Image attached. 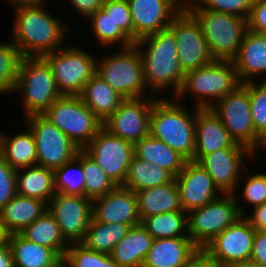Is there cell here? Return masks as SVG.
<instances>
[{
    "label": "cell",
    "instance_id": "19",
    "mask_svg": "<svg viewBox=\"0 0 266 267\" xmlns=\"http://www.w3.org/2000/svg\"><path fill=\"white\" fill-rule=\"evenodd\" d=\"M134 25V42L169 27L183 10V0H127Z\"/></svg>",
    "mask_w": 266,
    "mask_h": 267
},
{
    "label": "cell",
    "instance_id": "15",
    "mask_svg": "<svg viewBox=\"0 0 266 267\" xmlns=\"http://www.w3.org/2000/svg\"><path fill=\"white\" fill-rule=\"evenodd\" d=\"M169 27L175 32L178 61L184 73L215 61L199 23L185 8L171 21Z\"/></svg>",
    "mask_w": 266,
    "mask_h": 267
},
{
    "label": "cell",
    "instance_id": "18",
    "mask_svg": "<svg viewBox=\"0 0 266 267\" xmlns=\"http://www.w3.org/2000/svg\"><path fill=\"white\" fill-rule=\"evenodd\" d=\"M255 157L248 148H224L202 156L197 163L207 171L223 194H233L241 183L243 168H248L247 163L255 162Z\"/></svg>",
    "mask_w": 266,
    "mask_h": 267
},
{
    "label": "cell",
    "instance_id": "32",
    "mask_svg": "<svg viewBox=\"0 0 266 267\" xmlns=\"http://www.w3.org/2000/svg\"><path fill=\"white\" fill-rule=\"evenodd\" d=\"M134 155L168 170L174 177L179 174L187 162L178 152L151 134L134 144Z\"/></svg>",
    "mask_w": 266,
    "mask_h": 267
},
{
    "label": "cell",
    "instance_id": "54",
    "mask_svg": "<svg viewBox=\"0 0 266 267\" xmlns=\"http://www.w3.org/2000/svg\"><path fill=\"white\" fill-rule=\"evenodd\" d=\"M239 267H265V266L254 263V262H248V263H245L244 265H241Z\"/></svg>",
    "mask_w": 266,
    "mask_h": 267
},
{
    "label": "cell",
    "instance_id": "37",
    "mask_svg": "<svg viewBox=\"0 0 266 267\" xmlns=\"http://www.w3.org/2000/svg\"><path fill=\"white\" fill-rule=\"evenodd\" d=\"M86 20L90 22L91 33H94V39H97L98 43L100 42V46H110L109 48H111V46L120 45L119 48H127L134 45V42L114 23L110 15H107L102 8L96 10Z\"/></svg>",
    "mask_w": 266,
    "mask_h": 267
},
{
    "label": "cell",
    "instance_id": "11",
    "mask_svg": "<svg viewBox=\"0 0 266 267\" xmlns=\"http://www.w3.org/2000/svg\"><path fill=\"white\" fill-rule=\"evenodd\" d=\"M241 217L233 194H222L207 205L187 213L188 236L199 249H203Z\"/></svg>",
    "mask_w": 266,
    "mask_h": 267
},
{
    "label": "cell",
    "instance_id": "10",
    "mask_svg": "<svg viewBox=\"0 0 266 267\" xmlns=\"http://www.w3.org/2000/svg\"><path fill=\"white\" fill-rule=\"evenodd\" d=\"M211 110L220 118L235 143L258 156L264 141L256 134L252 121L249 82L219 100Z\"/></svg>",
    "mask_w": 266,
    "mask_h": 267
},
{
    "label": "cell",
    "instance_id": "38",
    "mask_svg": "<svg viewBox=\"0 0 266 267\" xmlns=\"http://www.w3.org/2000/svg\"><path fill=\"white\" fill-rule=\"evenodd\" d=\"M248 170L244 168V173H242L241 178L239 181H242V186L241 184L237 185V191L233 193V196L235 197V200L237 202V206L239 209V212L242 216L247 214L249 208L256 207L258 205H262L263 203L266 202V171H257L255 173L252 172V174L246 173ZM243 174H248L247 176H243ZM240 195H239V190L240 188ZM243 198V200H242ZM241 201L242 204H241ZM245 202V203H244ZM244 205L249 206L247 209Z\"/></svg>",
    "mask_w": 266,
    "mask_h": 267
},
{
    "label": "cell",
    "instance_id": "26",
    "mask_svg": "<svg viewBox=\"0 0 266 267\" xmlns=\"http://www.w3.org/2000/svg\"><path fill=\"white\" fill-rule=\"evenodd\" d=\"M14 267H60L62 259L51 249L25 239L20 233L7 236Z\"/></svg>",
    "mask_w": 266,
    "mask_h": 267
},
{
    "label": "cell",
    "instance_id": "36",
    "mask_svg": "<svg viewBox=\"0 0 266 267\" xmlns=\"http://www.w3.org/2000/svg\"><path fill=\"white\" fill-rule=\"evenodd\" d=\"M141 225L154 239L189 237L185 211L151 215L144 218Z\"/></svg>",
    "mask_w": 266,
    "mask_h": 267
},
{
    "label": "cell",
    "instance_id": "3",
    "mask_svg": "<svg viewBox=\"0 0 266 267\" xmlns=\"http://www.w3.org/2000/svg\"><path fill=\"white\" fill-rule=\"evenodd\" d=\"M193 108L191 113L175 97H158L150 114V134L187 161H193L195 153L196 107Z\"/></svg>",
    "mask_w": 266,
    "mask_h": 267
},
{
    "label": "cell",
    "instance_id": "29",
    "mask_svg": "<svg viewBox=\"0 0 266 267\" xmlns=\"http://www.w3.org/2000/svg\"><path fill=\"white\" fill-rule=\"evenodd\" d=\"M23 132L5 135L0 132V156L14 169L37 165V148L32 132L24 124Z\"/></svg>",
    "mask_w": 266,
    "mask_h": 267
},
{
    "label": "cell",
    "instance_id": "50",
    "mask_svg": "<svg viewBox=\"0 0 266 267\" xmlns=\"http://www.w3.org/2000/svg\"><path fill=\"white\" fill-rule=\"evenodd\" d=\"M244 217L255 230L266 231V202L248 210Z\"/></svg>",
    "mask_w": 266,
    "mask_h": 267
},
{
    "label": "cell",
    "instance_id": "6",
    "mask_svg": "<svg viewBox=\"0 0 266 267\" xmlns=\"http://www.w3.org/2000/svg\"><path fill=\"white\" fill-rule=\"evenodd\" d=\"M12 93L21 94L24 117L42 115L62 95L42 57H23Z\"/></svg>",
    "mask_w": 266,
    "mask_h": 267
},
{
    "label": "cell",
    "instance_id": "8",
    "mask_svg": "<svg viewBox=\"0 0 266 267\" xmlns=\"http://www.w3.org/2000/svg\"><path fill=\"white\" fill-rule=\"evenodd\" d=\"M97 56L78 45H65L42 58L50 66L58 91L65 96H78L84 85L96 74Z\"/></svg>",
    "mask_w": 266,
    "mask_h": 267
},
{
    "label": "cell",
    "instance_id": "23",
    "mask_svg": "<svg viewBox=\"0 0 266 267\" xmlns=\"http://www.w3.org/2000/svg\"><path fill=\"white\" fill-rule=\"evenodd\" d=\"M232 61L242 84L260 81L261 78V81H266V35L247 30Z\"/></svg>",
    "mask_w": 266,
    "mask_h": 267
},
{
    "label": "cell",
    "instance_id": "30",
    "mask_svg": "<svg viewBox=\"0 0 266 267\" xmlns=\"http://www.w3.org/2000/svg\"><path fill=\"white\" fill-rule=\"evenodd\" d=\"M16 193L48 204L56 194L54 171L39 165L16 170Z\"/></svg>",
    "mask_w": 266,
    "mask_h": 267
},
{
    "label": "cell",
    "instance_id": "49",
    "mask_svg": "<svg viewBox=\"0 0 266 267\" xmlns=\"http://www.w3.org/2000/svg\"><path fill=\"white\" fill-rule=\"evenodd\" d=\"M105 0H69V4L73 6L76 13L81 16V18H88L96 10L101 8Z\"/></svg>",
    "mask_w": 266,
    "mask_h": 267
},
{
    "label": "cell",
    "instance_id": "55",
    "mask_svg": "<svg viewBox=\"0 0 266 267\" xmlns=\"http://www.w3.org/2000/svg\"><path fill=\"white\" fill-rule=\"evenodd\" d=\"M60 267H70L64 260H62Z\"/></svg>",
    "mask_w": 266,
    "mask_h": 267
},
{
    "label": "cell",
    "instance_id": "21",
    "mask_svg": "<svg viewBox=\"0 0 266 267\" xmlns=\"http://www.w3.org/2000/svg\"><path fill=\"white\" fill-rule=\"evenodd\" d=\"M92 219L96 222L141 224L137 197L134 191L116 186L111 192L92 200Z\"/></svg>",
    "mask_w": 266,
    "mask_h": 267
},
{
    "label": "cell",
    "instance_id": "28",
    "mask_svg": "<svg viewBox=\"0 0 266 267\" xmlns=\"http://www.w3.org/2000/svg\"><path fill=\"white\" fill-rule=\"evenodd\" d=\"M135 194L141 221L155 214L184 211L175 180L168 184L143 189Z\"/></svg>",
    "mask_w": 266,
    "mask_h": 267
},
{
    "label": "cell",
    "instance_id": "22",
    "mask_svg": "<svg viewBox=\"0 0 266 267\" xmlns=\"http://www.w3.org/2000/svg\"><path fill=\"white\" fill-rule=\"evenodd\" d=\"M195 135L193 162H197L204 155L224 148H246L235 143L220 118L210 108L196 107Z\"/></svg>",
    "mask_w": 266,
    "mask_h": 267
},
{
    "label": "cell",
    "instance_id": "34",
    "mask_svg": "<svg viewBox=\"0 0 266 267\" xmlns=\"http://www.w3.org/2000/svg\"><path fill=\"white\" fill-rule=\"evenodd\" d=\"M174 178L168 170L155 166L134 155L123 187L138 192L146 188L168 184Z\"/></svg>",
    "mask_w": 266,
    "mask_h": 267
},
{
    "label": "cell",
    "instance_id": "16",
    "mask_svg": "<svg viewBox=\"0 0 266 267\" xmlns=\"http://www.w3.org/2000/svg\"><path fill=\"white\" fill-rule=\"evenodd\" d=\"M157 96L124 99L118 109L104 122L110 134L132 144L150 134V114Z\"/></svg>",
    "mask_w": 266,
    "mask_h": 267
},
{
    "label": "cell",
    "instance_id": "12",
    "mask_svg": "<svg viewBox=\"0 0 266 267\" xmlns=\"http://www.w3.org/2000/svg\"><path fill=\"white\" fill-rule=\"evenodd\" d=\"M23 119L36 142L37 165L54 170L76 157L80 149L42 115H29Z\"/></svg>",
    "mask_w": 266,
    "mask_h": 267
},
{
    "label": "cell",
    "instance_id": "1",
    "mask_svg": "<svg viewBox=\"0 0 266 267\" xmlns=\"http://www.w3.org/2000/svg\"><path fill=\"white\" fill-rule=\"evenodd\" d=\"M46 1L27 0L10 4L15 17L9 37L23 57H43L68 44L65 41L70 37V27L46 11Z\"/></svg>",
    "mask_w": 266,
    "mask_h": 267
},
{
    "label": "cell",
    "instance_id": "25",
    "mask_svg": "<svg viewBox=\"0 0 266 267\" xmlns=\"http://www.w3.org/2000/svg\"><path fill=\"white\" fill-rule=\"evenodd\" d=\"M47 210L46 202L16 194L0 209V222L8 235L19 233Z\"/></svg>",
    "mask_w": 266,
    "mask_h": 267
},
{
    "label": "cell",
    "instance_id": "43",
    "mask_svg": "<svg viewBox=\"0 0 266 267\" xmlns=\"http://www.w3.org/2000/svg\"><path fill=\"white\" fill-rule=\"evenodd\" d=\"M253 0H186L185 9H207L248 18Z\"/></svg>",
    "mask_w": 266,
    "mask_h": 267
},
{
    "label": "cell",
    "instance_id": "35",
    "mask_svg": "<svg viewBox=\"0 0 266 267\" xmlns=\"http://www.w3.org/2000/svg\"><path fill=\"white\" fill-rule=\"evenodd\" d=\"M129 224L102 223L91 219L89 228L80 242L85 248L110 255L116 244L126 236Z\"/></svg>",
    "mask_w": 266,
    "mask_h": 267
},
{
    "label": "cell",
    "instance_id": "33",
    "mask_svg": "<svg viewBox=\"0 0 266 267\" xmlns=\"http://www.w3.org/2000/svg\"><path fill=\"white\" fill-rule=\"evenodd\" d=\"M19 233L33 243L51 248L62 260L69 247L48 210Z\"/></svg>",
    "mask_w": 266,
    "mask_h": 267
},
{
    "label": "cell",
    "instance_id": "24",
    "mask_svg": "<svg viewBox=\"0 0 266 267\" xmlns=\"http://www.w3.org/2000/svg\"><path fill=\"white\" fill-rule=\"evenodd\" d=\"M198 250L190 237L154 239L142 267H184Z\"/></svg>",
    "mask_w": 266,
    "mask_h": 267
},
{
    "label": "cell",
    "instance_id": "7",
    "mask_svg": "<svg viewBox=\"0 0 266 267\" xmlns=\"http://www.w3.org/2000/svg\"><path fill=\"white\" fill-rule=\"evenodd\" d=\"M199 23L215 60H233L247 31V19L207 9H186Z\"/></svg>",
    "mask_w": 266,
    "mask_h": 267
},
{
    "label": "cell",
    "instance_id": "2",
    "mask_svg": "<svg viewBox=\"0 0 266 267\" xmlns=\"http://www.w3.org/2000/svg\"><path fill=\"white\" fill-rule=\"evenodd\" d=\"M134 45L142 58L144 79L149 92L158 97V94L167 92L168 89L173 91L172 97H175L185 78L178 61L175 32L166 27L138 39Z\"/></svg>",
    "mask_w": 266,
    "mask_h": 267
},
{
    "label": "cell",
    "instance_id": "57",
    "mask_svg": "<svg viewBox=\"0 0 266 267\" xmlns=\"http://www.w3.org/2000/svg\"><path fill=\"white\" fill-rule=\"evenodd\" d=\"M263 150H264V151L266 150V140H265L264 143H263V146H262V152H263Z\"/></svg>",
    "mask_w": 266,
    "mask_h": 267
},
{
    "label": "cell",
    "instance_id": "20",
    "mask_svg": "<svg viewBox=\"0 0 266 267\" xmlns=\"http://www.w3.org/2000/svg\"><path fill=\"white\" fill-rule=\"evenodd\" d=\"M174 180L182 209L186 213L207 205L223 194L197 162L187 161Z\"/></svg>",
    "mask_w": 266,
    "mask_h": 267
},
{
    "label": "cell",
    "instance_id": "31",
    "mask_svg": "<svg viewBox=\"0 0 266 267\" xmlns=\"http://www.w3.org/2000/svg\"><path fill=\"white\" fill-rule=\"evenodd\" d=\"M78 96L102 123L118 109L124 100L97 74L84 85Z\"/></svg>",
    "mask_w": 266,
    "mask_h": 267
},
{
    "label": "cell",
    "instance_id": "5",
    "mask_svg": "<svg viewBox=\"0 0 266 267\" xmlns=\"http://www.w3.org/2000/svg\"><path fill=\"white\" fill-rule=\"evenodd\" d=\"M96 58V74L121 97L134 99L153 96L147 89L142 58L135 45Z\"/></svg>",
    "mask_w": 266,
    "mask_h": 267
},
{
    "label": "cell",
    "instance_id": "4",
    "mask_svg": "<svg viewBox=\"0 0 266 267\" xmlns=\"http://www.w3.org/2000/svg\"><path fill=\"white\" fill-rule=\"evenodd\" d=\"M240 85L242 83L233 61L215 60L206 66L186 72L183 85L175 98L184 103L187 94H192L196 102L193 106L211 109Z\"/></svg>",
    "mask_w": 266,
    "mask_h": 267
},
{
    "label": "cell",
    "instance_id": "39",
    "mask_svg": "<svg viewBox=\"0 0 266 267\" xmlns=\"http://www.w3.org/2000/svg\"><path fill=\"white\" fill-rule=\"evenodd\" d=\"M53 171L56 193L84 196L85 178L82 170V149L78 151L73 160Z\"/></svg>",
    "mask_w": 266,
    "mask_h": 267
},
{
    "label": "cell",
    "instance_id": "41",
    "mask_svg": "<svg viewBox=\"0 0 266 267\" xmlns=\"http://www.w3.org/2000/svg\"><path fill=\"white\" fill-rule=\"evenodd\" d=\"M82 170L85 178V197L93 200L108 194L117 186L105 175L101 167L83 149Z\"/></svg>",
    "mask_w": 266,
    "mask_h": 267
},
{
    "label": "cell",
    "instance_id": "17",
    "mask_svg": "<svg viewBox=\"0 0 266 267\" xmlns=\"http://www.w3.org/2000/svg\"><path fill=\"white\" fill-rule=\"evenodd\" d=\"M48 212L68 244L80 243L92 219V199L56 193L48 202Z\"/></svg>",
    "mask_w": 266,
    "mask_h": 267
},
{
    "label": "cell",
    "instance_id": "13",
    "mask_svg": "<svg viewBox=\"0 0 266 267\" xmlns=\"http://www.w3.org/2000/svg\"><path fill=\"white\" fill-rule=\"evenodd\" d=\"M83 150L108 178L117 186H123L134 156V144L110 134L102 127Z\"/></svg>",
    "mask_w": 266,
    "mask_h": 267
},
{
    "label": "cell",
    "instance_id": "52",
    "mask_svg": "<svg viewBox=\"0 0 266 267\" xmlns=\"http://www.w3.org/2000/svg\"><path fill=\"white\" fill-rule=\"evenodd\" d=\"M0 267H14V261L8 242L0 244Z\"/></svg>",
    "mask_w": 266,
    "mask_h": 267
},
{
    "label": "cell",
    "instance_id": "47",
    "mask_svg": "<svg viewBox=\"0 0 266 267\" xmlns=\"http://www.w3.org/2000/svg\"><path fill=\"white\" fill-rule=\"evenodd\" d=\"M247 30L266 35V0H253L247 18Z\"/></svg>",
    "mask_w": 266,
    "mask_h": 267
},
{
    "label": "cell",
    "instance_id": "45",
    "mask_svg": "<svg viewBox=\"0 0 266 267\" xmlns=\"http://www.w3.org/2000/svg\"><path fill=\"white\" fill-rule=\"evenodd\" d=\"M101 8L107 15H110L114 23L134 42V25L128 1L105 0Z\"/></svg>",
    "mask_w": 266,
    "mask_h": 267
},
{
    "label": "cell",
    "instance_id": "53",
    "mask_svg": "<svg viewBox=\"0 0 266 267\" xmlns=\"http://www.w3.org/2000/svg\"><path fill=\"white\" fill-rule=\"evenodd\" d=\"M8 234L4 230L1 222H0V244L5 243L7 241Z\"/></svg>",
    "mask_w": 266,
    "mask_h": 267
},
{
    "label": "cell",
    "instance_id": "40",
    "mask_svg": "<svg viewBox=\"0 0 266 267\" xmlns=\"http://www.w3.org/2000/svg\"><path fill=\"white\" fill-rule=\"evenodd\" d=\"M0 42V95L12 94L17 80L20 62L23 59L19 49L11 39Z\"/></svg>",
    "mask_w": 266,
    "mask_h": 267
},
{
    "label": "cell",
    "instance_id": "51",
    "mask_svg": "<svg viewBox=\"0 0 266 267\" xmlns=\"http://www.w3.org/2000/svg\"><path fill=\"white\" fill-rule=\"evenodd\" d=\"M184 267H222L215 260H212L202 249L188 261Z\"/></svg>",
    "mask_w": 266,
    "mask_h": 267
},
{
    "label": "cell",
    "instance_id": "9",
    "mask_svg": "<svg viewBox=\"0 0 266 267\" xmlns=\"http://www.w3.org/2000/svg\"><path fill=\"white\" fill-rule=\"evenodd\" d=\"M42 116L60 129L79 149H83L103 127V123L79 96L62 95Z\"/></svg>",
    "mask_w": 266,
    "mask_h": 267
},
{
    "label": "cell",
    "instance_id": "48",
    "mask_svg": "<svg viewBox=\"0 0 266 267\" xmlns=\"http://www.w3.org/2000/svg\"><path fill=\"white\" fill-rule=\"evenodd\" d=\"M250 262L266 267V231L256 230L253 237Z\"/></svg>",
    "mask_w": 266,
    "mask_h": 267
},
{
    "label": "cell",
    "instance_id": "27",
    "mask_svg": "<svg viewBox=\"0 0 266 267\" xmlns=\"http://www.w3.org/2000/svg\"><path fill=\"white\" fill-rule=\"evenodd\" d=\"M154 238L141 225L131 227L110 256L118 267H142Z\"/></svg>",
    "mask_w": 266,
    "mask_h": 267
},
{
    "label": "cell",
    "instance_id": "14",
    "mask_svg": "<svg viewBox=\"0 0 266 267\" xmlns=\"http://www.w3.org/2000/svg\"><path fill=\"white\" fill-rule=\"evenodd\" d=\"M255 232L249 221L242 216L202 250L222 267H239L250 262Z\"/></svg>",
    "mask_w": 266,
    "mask_h": 267
},
{
    "label": "cell",
    "instance_id": "44",
    "mask_svg": "<svg viewBox=\"0 0 266 267\" xmlns=\"http://www.w3.org/2000/svg\"><path fill=\"white\" fill-rule=\"evenodd\" d=\"M250 107L256 134L266 140V81L249 82Z\"/></svg>",
    "mask_w": 266,
    "mask_h": 267
},
{
    "label": "cell",
    "instance_id": "42",
    "mask_svg": "<svg viewBox=\"0 0 266 267\" xmlns=\"http://www.w3.org/2000/svg\"><path fill=\"white\" fill-rule=\"evenodd\" d=\"M63 260L70 267H118L110 255L90 250L80 243L69 244Z\"/></svg>",
    "mask_w": 266,
    "mask_h": 267
},
{
    "label": "cell",
    "instance_id": "56",
    "mask_svg": "<svg viewBox=\"0 0 266 267\" xmlns=\"http://www.w3.org/2000/svg\"><path fill=\"white\" fill-rule=\"evenodd\" d=\"M7 1V0H6ZM18 1H27V0H8V3H12V2H18Z\"/></svg>",
    "mask_w": 266,
    "mask_h": 267
},
{
    "label": "cell",
    "instance_id": "46",
    "mask_svg": "<svg viewBox=\"0 0 266 267\" xmlns=\"http://www.w3.org/2000/svg\"><path fill=\"white\" fill-rule=\"evenodd\" d=\"M16 194V170L0 156V209Z\"/></svg>",
    "mask_w": 266,
    "mask_h": 267
}]
</instances>
